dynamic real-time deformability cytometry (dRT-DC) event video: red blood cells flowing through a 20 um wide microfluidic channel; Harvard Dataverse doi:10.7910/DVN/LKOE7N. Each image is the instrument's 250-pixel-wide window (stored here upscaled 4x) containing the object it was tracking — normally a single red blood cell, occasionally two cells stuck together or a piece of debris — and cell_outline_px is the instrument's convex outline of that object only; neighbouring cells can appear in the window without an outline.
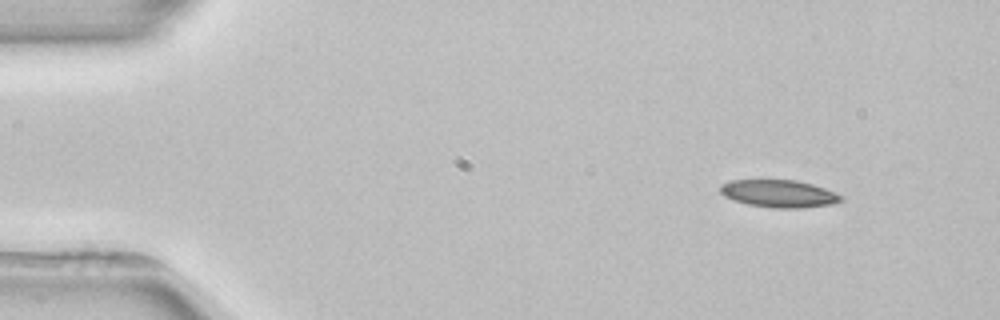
{"species": "common noctule bat (a hibernating species)", "species_latin": "Nyctalus noctula", "temperature_condition": "room temperature", "stored_images_in_passage": 4, "camera_frame_rate_fps": 3000, "um_per_image_px": 0.085, "animal": {"sex": "female", "body_mass_g": 22.7, "forearm_length_mm": 54.2}, "frame": {"image": 1, "passage_image": 1, "time_ms": 0.0, "image_size_px": [1000, 320], "cell_outline_px": [[844, 200], [832, 204], [800, 208], [772, 208], [748, 204], [732, 200], [724, 196], [720, 192], [720, 184], [732, 180], [796, 180], [812, 184], [836, 192], [844, 196]], "centroid_in_image_um": [66.22, 16.46], "position_along_channel_um": 18.8, "area_um2": 19.48}}
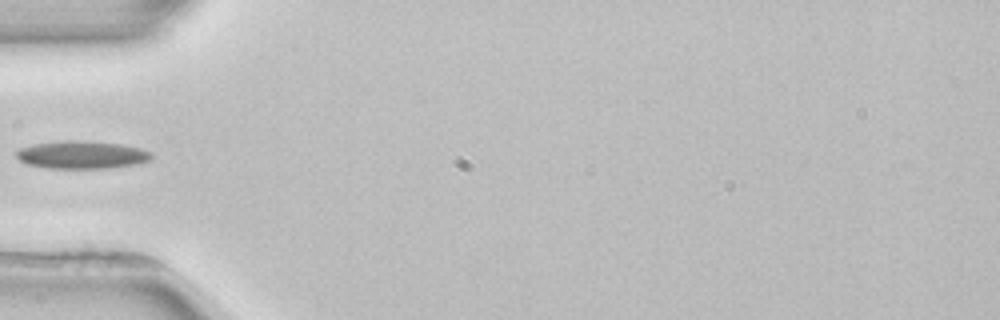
{"frame": {"image": 2, "passage_image": 4, "time_ms": 4.0, "image_size_px": [1000, 320], "cell_outline_px": [[152, 156], [148, 160], [136, 164], [108, 168], [48, 168], [28, 164], [20, 160], [16, 156], [16, 152], [20, 148], [32, 144], [68, 140], [72, 140], [120, 144], [140, 148], [152, 152]], "centroid_in_image_um": [6.94, 13.16], "position_along_channel_um": 78.1, "area_um2": 21.62}}